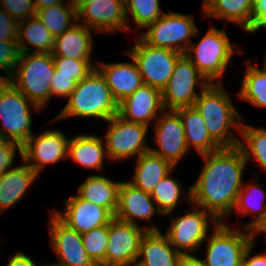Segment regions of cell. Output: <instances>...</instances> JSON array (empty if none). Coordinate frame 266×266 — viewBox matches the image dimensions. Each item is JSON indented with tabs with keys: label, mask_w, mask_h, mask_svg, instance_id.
Instances as JSON below:
<instances>
[{
	"label": "cell",
	"mask_w": 266,
	"mask_h": 266,
	"mask_svg": "<svg viewBox=\"0 0 266 266\" xmlns=\"http://www.w3.org/2000/svg\"><path fill=\"white\" fill-rule=\"evenodd\" d=\"M201 157L206 163L195 185L188 188L187 198L222 222L233 211L244 184L242 174L247 162L239 146L222 147Z\"/></svg>",
	"instance_id": "1"
},
{
	"label": "cell",
	"mask_w": 266,
	"mask_h": 266,
	"mask_svg": "<svg viewBox=\"0 0 266 266\" xmlns=\"http://www.w3.org/2000/svg\"><path fill=\"white\" fill-rule=\"evenodd\" d=\"M229 97L222 83L209 84L206 88H201L194 103L195 109L206 123L210 136L221 147H236L240 141L229 129L235 126L240 132L243 118Z\"/></svg>",
	"instance_id": "2"
},
{
	"label": "cell",
	"mask_w": 266,
	"mask_h": 266,
	"mask_svg": "<svg viewBox=\"0 0 266 266\" xmlns=\"http://www.w3.org/2000/svg\"><path fill=\"white\" fill-rule=\"evenodd\" d=\"M118 114V102L97 67L88 74L68 97L64 109L53 120L80 116L108 121Z\"/></svg>",
	"instance_id": "3"
},
{
	"label": "cell",
	"mask_w": 266,
	"mask_h": 266,
	"mask_svg": "<svg viewBox=\"0 0 266 266\" xmlns=\"http://www.w3.org/2000/svg\"><path fill=\"white\" fill-rule=\"evenodd\" d=\"M54 72L52 53L21 52L8 81L42 109L50 100V82Z\"/></svg>",
	"instance_id": "4"
},
{
	"label": "cell",
	"mask_w": 266,
	"mask_h": 266,
	"mask_svg": "<svg viewBox=\"0 0 266 266\" xmlns=\"http://www.w3.org/2000/svg\"><path fill=\"white\" fill-rule=\"evenodd\" d=\"M234 51L226 31L212 26L198 44L191 42L185 54L209 84H221L218 80L223 77Z\"/></svg>",
	"instance_id": "5"
},
{
	"label": "cell",
	"mask_w": 266,
	"mask_h": 266,
	"mask_svg": "<svg viewBox=\"0 0 266 266\" xmlns=\"http://www.w3.org/2000/svg\"><path fill=\"white\" fill-rule=\"evenodd\" d=\"M31 106L41 109L8 80H0V134L7 141H13L22 147L32 136Z\"/></svg>",
	"instance_id": "6"
},
{
	"label": "cell",
	"mask_w": 266,
	"mask_h": 266,
	"mask_svg": "<svg viewBox=\"0 0 266 266\" xmlns=\"http://www.w3.org/2000/svg\"><path fill=\"white\" fill-rule=\"evenodd\" d=\"M146 28L148 30L145 33L140 31V38L145 43L157 48L175 50L181 54H185L191 45L189 40L199 32L193 17L175 12L164 13Z\"/></svg>",
	"instance_id": "7"
},
{
	"label": "cell",
	"mask_w": 266,
	"mask_h": 266,
	"mask_svg": "<svg viewBox=\"0 0 266 266\" xmlns=\"http://www.w3.org/2000/svg\"><path fill=\"white\" fill-rule=\"evenodd\" d=\"M138 38L136 45L126 51V54L135 60L143 83L162 92L182 54L175 50L150 46Z\"/></svg>",
	"instance_id": "8"
},
{
	"label": "cell",
	"mask_w": 266,
	"mask_h": 266,
	"mask_svg": "<svg viewBox=\"0 0 266 266\" xmlns=\"http://www.w3.org/2000/svg\"><path fill=\"white\" fill-rule=\"evenodd\" d=\"M251 231L232 230L223 222L215 225V231L207 238L204 266H242L246 249L253 243Z\"/></svg>",
	"instance_id": "9"
},
{
	"label": "cell",
	"mask_w": 266,
	"mask_h": 266,
	"mask_svg": "<svg viewBox=\"0 0 266 266\" xmlns=\"http://www.w3.org/2000/svg\"><path fill=\"white\" fill-rule=\"evenodd\" d=\"M197 85H200L201 88H206L209 83L192 64V61L186 54H182L175 64L167 86L162 90L164 109H169L170 111L194 106L199 96L195 92Z\"/></svg>",
	"instance_id": "10"
},
{
	"label": "cell",
	"mask_w": 266,
	"mask_h": 266,
	"mask_svg": "<svg viewBox=\"0 0 266 266\" xmlns=\"http://www.w3.org/2000/svg\"><path fill=\"white\" fill-rule=\"evenodd\" d=\"M147 231H158V228L154 225L142 228L114 217L108 224L105 266H127L137 262L141 240Z\"/></svg>",
	"instance_id": "11"
},
{
	"label": "cell",
	"mask_w": 266,
	"mask_h": 266,
	"mask_svg": "<svg viewBox=\"0 0 266 266\" xmlns=\"http://www.w3.org/2000/svg\"><path fill=\"white\" fill-rule=\"evenodd\" d=\"M107 122L110 123L106 133L105 147L109 159L123 160L131 156L138 157L150 151L145 142L148 126L141 123L128 122L115 115Z\"/></svg>",
	"instance_id": "12"
},
{
	"label": "cell",
	"mask_w": 266,
	"mask_h": 266,
	"mask_svg": "<svg viewBox=\"0 0 266 266\" xmlns=\"http://www.w3.org/2000/svg\"><path fill=\"white\" fill-rule=\"evenodd\" d=\"M209 216L213 223H219L209 211L204 209L188 212L178 218L172 217V226L165 235L176 251L183 255H190V252L201 247L200 245L208 236Z\"/></svg>",
	"instance_id": "13"
},
{
	"label": "cell",
	"mask_w": 266,
	"mask_h": 266,
	"mask_svg": "<svg viewBox=\"0 0 266 266\" xmlns=\"http://www.w3.org/2000/svg\"><path fill=\"white\" fill-rule=\"evenodd\" d=\"M155 120V139L158 149L150 147L155 155L169 161L174 167L188 150L180 115L175 110H164Z\"/></svg>",
	"instance_id": "14"
},
{
	"label": "cell",
	"mask_w": 266,
	"mask_h": 266,
	"mask_svg": "<svg viewBox=\"0 0 266 266\" xmlns=\"http://www.w3.org/2000/svg\"><path fill=\"white\" fill-rule=\"evenodd\" d=\"M68 143L60 131L48 130L36 138L31 136L22 146L21 158L38 175L45 165L66 160L68 156Z\"/></svg>",
	"instance_id": "15"
},
{
	"label": "cell",
	"mask_w": 266,
	"mask_h": 266,
	"mask_svg": "<svg viewBox=\"0 0 266 266\" xmlns=\"http://www.w3.org/2000/svg\"><path fill=\"white\" fill-rule=\"evenodd\" d=\"M49 224L53 251L59 257L58 263L53 266H97L88 256L82 234L71 229L62 222L53 212Z\"/></svg>",
	"instance_id": "16"
},
{
	"label": "cell",
	"mask_w": 266,
	"mask_h": 266,
	"mask_svg": "<svg viewBox=\"0 0 266 266\" xmlns=\"http://www.w3.org/2000/svg\"><path fill=\"white\" fill-rule=\"evenodd\" d=\"M77 20L84 21L89 29L100 33L130 30L125 0H96L86 4L77 12Z\"/></svg>",
	"instance_id": "17"
},
{
	"label": "cell",
	"mask_w": 266,
	"mask_h": 266,
	"mask_svg": "<svg viewBox=\"0 0 266 266\" xmlns=\"http://www.w3.org/2000/svg\"><path fill=\"white\" fill-rule=\"evenodd\" d=\"M54 214L71 229L80 234L108 225L114 216L104 207L90 203L79 195L66 200L65 212Z\"/></svg>",
	"instance_id": "18"
},
{
	"label": "cell",
	"mask_w": 266,
	"mask_h": 266,
	"mask_svg": "<svg viewBox=\"0 0 266 266\" xmlns=\"http://www.w3.org/2000/svg\"><path fill=\"white\" fill-rule=\"evenodd\" d=\"M162 92L157 88L143 84L134 93L118 104V116L128 122L149 126L156 119L157 112L164 111Z\"/></svg>",
	"instance_id": "19"
},
{
	"label": "cell",
	"mask_w": 266,
	"mask_h": 266,
	"mask_svg": "<svg viewBox=\"0 0 266 266\" xmlns=\"http://www.w3.org/2000/svg\"><path fill=\"white\" fill-rule=\"evenodd\" d=\"M150 193L136 188L129 181L121 182L119 185L118 209L115 218L138 225L134 218L150 221L153 219L154 213H159L152 203Z\"/></svg>",
	"instance_id": "20"
},
{
	"label": "cell",
	"mask_w": 266,
	"mask_h": 266,
	"mask_svg": "<svg viewBox=\"0 0 266 266\" xmlns=\"http://www.w3.org/2000/svg\"><path fill=\"white\" fill-rule=\"evenodd\" d=\"M133 63H101L97 68L118 104L144 83L135 60Z\"/></svg>",
	"instance_id": "21"
},
{
	"label": "cell",
	"mask_w": 266,
	"mask_h": 266,
	"mask_svg": "<svg viewBox=\"0 0 266 266\" xmlns=\"http://www.w3.org/2000/svg\"><path fill=\"white\" fill-rule=\"evenodd\" d=\"M182 256L165 234L159 230L147 231L141 240L137 262L142 266H178Z\"/></svg>",
	"instance_id": "22"
},
{
	"label": "cell",
	"mask_w": 266,
	"mask_h": 266,
	"mask_svg": "<svg viewBox=\"0 0 266 266\" xmlns=\"http://www.w3.org/2000/svg\"><path fill=\"white\" fill-rule=\"evenodd\" d=\"M93 39L90 29L76 22L71 28L55 37L52 56L91 60Z\"/></svg>",
	"instance_id": "23"
},
{
	"label": "cell",
	"mask_w": 266,
	"mask_h": 266,
	"mask_svg": "<svg viewBox=\"0 0 266 266\" xmlns=\"http://www.w3.org/2000/svg\"><path fill=\"white\" fill-rule=\"evenodd\" d=\"M175 111L181 117L188 149L194 146L198 153L203 155L222 148L210 136L204 119L194 106L179 108Z\"/></svg>",
	"instance_id": "24"
},
{
	"label": "cell",
	"mask_w": 266,
	"mask_h": 266,
	"mask_svg": "<svg viewBox=\"0 0 266 266\" xmlns=\"http://www.w3.org/2000/svg\"><path fill=\"white\" fill-rule=\"evenodd\" d=\"M132 181L136 188L152 193L157 184L175 168L169 161L151 151L137 157Z\"/></svg>",
	"instance_id": "25"
},
{
	"label": "cell",
	"mask_w": 266,
	"mask_h": 266,
	"mask_svg": "<svg viewBox=\"0 0 266 266\" xmlns=\"http://www.w3.org/2000/svg\"><path fill=\"white\" fill-rule=\"evenodd\" d=\"M255 0H203L206 17L232 21L252 32V11Z\"/></svg>",
	"instance_id": "26"
},
{
	"label": "cell",
	"mask_w": 266,
	"mask_h": 266,
	"mask_svg": "<svg viewBox=\"0 0 266 266\" xmlns=\"http://www.w3.org/2000/svg\"><path fill=\"white\" fill-rule=\"evenodd\" d=\"M37 176L24 161L22 166L6 171L0 177V211L20 201Z\"/></svg>",
	"instance_id": "27"
},
{
	"label": "cell",
	"mask_w": 266,
	"mask_h": 266,
	"mask_svg": "<svg viewBox=\"0 0 266 266\" xmlns=\"http://www.w3.org/2000/svg\"><path fill=\"white\" fill-rule=\"evenodd\" d=\"M121 182L100 175H90L78 188V195L89 201L106 208L113 216L118 209L119 185Z\"/></svg>",
	"instance_id": "28"
},
{
	"label": "cell",
	"mask_w": 266,
	"mask_h": 266,
	"mask_svg": "<svg viewBox=\"0 0 266 266\" xmlns=\"http://www.w3.org/2000/svg\"><path fill=\"white\" fill-rule=\"evenodd\" d=\"M101 137L78 135L69 139L68 157L86 168L103 170L104 156L107 155Z\"/></svg>",
	"instance_id": "29"
},
{
	"label": "cell",
	"mask_w": 266,
	"mask_h": 266,
	"mask_svg": "<svg viewBox=\"0 0 266 266\" xmlns=\"http://www.w3.org/2000/svg\"><path fill=\"white\" fill-rule=\"evenodd\" d=\"M37 48L33 53H52L55 45V37L36 17L32 16L18 22V44L21 52H31L25 45Z\"/></svg>",
	"instance_id": "30"
},
{
	"label": "cell",
	"mask_w": 266,
	"mask_h": 266,
	"mask_svg": "<svg viewBox=\"0 0 266 266\" xmlns=\"http://www.w3.org/2000/svg\"><path fill=\"white\" fill-rule=\"evenodd\" d=\"M66 6L62 3L36 11V17L54 37L61 35L78 22L77 11L70 0Z\"/></svg>",
	"instance_id": "31"
},
{
	"label": "cell",
	"mask_w": 266,
	"mask_h": 266,
	"mask_svg": "<svg viewBox=\"0 0 266 266\" xmlns=\"http://www.w3.org/2000/svg\"><path fill=\"white\" fill-rule=\"evenodd\" d=\"M240 134L245 142L240 140L239 147L244 153L246 162L248 163L250 157L254 156L258 165L266 171V129L248 126L242 122Z\"/></svg>",
	"instance_id": "32"
},
{
	"label": "cell",
	"mask_w": 266,
	"mask_h": 266,
	"mask_svg": "<svg viewBox=\"0 0 266 266\" xmlns=\"http://www.w3.org/2000/svg\"><path fill=\"white\" fill-rule=\"evenodd\" d=\"M239 91L241 99L257 107L266 108V71L255 65H248Z\"/></svg>",
	"instance_id": "33"
},
{
	"label": "cell",
	"mask_w": 266,
	"mask_h": 266,
	"mask_svg": "<svg viewBox=\"0 0 266 266\" xmlns=\"http://www.w3.org/2000/svg\"><path fill=\"white\" fill-rule=\"evenodd\" d=\"M256 192V193H255ZM262 194L263 199L265 198V192L258 186V184H250L248 183L246 186L243 184L242 189L240 190L239 194L237 195V200L233 210H237V213H241L247 215L249 213H257L256 219L254 218L249 224L244 226L245 230H252L259 222L264 218L266 205L265 208L262 205V202L259 203V200L255 197L257 193ZM250 195V196H249ZM255 199H254V198ZM259 198V197H258ZM262 199V201H263ZM253 200V201H252ZM256 200H258L256 202ZM261 200V199H260Z\"/></svg>",
	"instance_id": "34"
},
{
	"label": "cell",
	"mask_w": 266,
	"mask_h": 266,
	"mask_svg": "<svg viewBox=\"0 0 266 266\" xmlns=\"http://www.w3.org/2000/svg\"><path fill=\"white\" fill-rule=\"evenodd\" d=\"M169 175L170 173L157 184L151 193L161 215H169L175 209L181 193L180 184Z\"/></svg>",
	"instance_id": "35"
},
{
	"label": "cell",
	"mask_w": 266,
	"mask_h": 266,
	"mask_svg": "<svg viewBox=\"0 0 266 266\" xmlns=\"http://www.w3.org/2000/svg\"><path fill=\"white\" fill-rule=\"evenodd\" d=\"M159 5V0H125L127 22L130 20L128 17L130 13L137 29L146 28L164 14Z\"/></svg>",
	"instance_id": "36"
},
{
	"label": "cell",
	"mask_w": 266,
	"mask_h": 266,
	"mask_svg": "<svg viewBox=\"0 0 266 266\" xmlns=\"http://www.w3.org/2000/svg\"><path fill=\"white\" fill-rule=\"evenodd\" d=\"M108 238V225L94 228L82 234L84 248L97 266H105Z\"/></svg>",
	"instance_id": "37"
},
{
	"label": "cell",
	"mask_w": 266,
	"mask_h": 266,
	"mask_svg": "<svg viewBox=\"0 0 266 266\" xmlns=\"http://www.w3.org/2000/svg\"><path fill=\"white\" fill-rule=\"evenodd\" d=\"M57 69V75L72 76L77 82L83 80L97 66L91 60L71 59L60 56H52Z\"/></svg>",
	"instance_id": "38"
},
{
	"label": "cell",
	"mask_w": 266,
	"mask_h": 266,
	"mask_svg": "<svg viewBox=\"0 0 266 266\" xmlns=\"http://www.w3.org/2000/svg\"><path fill=\"white\" fill-rule=\"evenodd\" d=\"M20 54L18 41L0 40V70L7 73V76L0 75V80H8L12 76Z\"/></svg>",
	"instance_id": "39"
},
{
	"label": "cell",
	"mask_w": 266,
	"mask_h": 266,
	"mask_svg": "<svg viewBox=\"0 0 266 266\" xmlns=\"http://www.w3.org/2000/svg\"><path fill=\"white\" fill-rule=\"evenodd\" d=\"M1 7L18 22L36 16L33 0H1Z\"/></svg>",
	"instance_id": "40"
},
{
	"label": "cell",
	"mask_w": 266,
	"mask_h": 266,
	"mask_svg": "<svg viewBox=\"0 0 266 266\" xmlns=\"http://www.w3.org/2000/svg\"><path fill=\"white\" fill-rule=\"evenodd\" d=\"M77 81L72 76L57 75L55 68L54 75L51 77L50 82V99L55 96L69 97L72 91L77 86Z\"/></svg>",
	"instance_id": "41"
},
{
	"label": "cell",
	"mask_w": 266,
	"mask_h": 266,
	"mask_svg": "<svg viewBox=\"0 0 266 266\" xmlns=\"http://www.w3.org/2000/svg\"><path fill=\"white\" fill-rule=\"evenodd\" d=\"M18 21L0 7V40L17 41Z\"/></svg>",
	"instance_id": "42"
},
{
	"label": "cell",
	"mask_w": 266,
	"mask_h": 266,
	"mask_svg": "<svg viewBox=\"0 0 266 266\" xmlns=\"http://www.w3.org/2000/svg\"><path fill=\"white\" fill-rule=\"evenodd\" d=\"M19 151L20 155H22V147L13 141H5L0 146V177L10 169L14 162L15 151Z\"/></svg>",
	"instance_id": "43"
},
{
	"label": "cell",
	"mask_w": 266,
	"mask_h": 266,
	"mask_svg": "<svg viewBox=\"0 0 266 266\" xmlns=\"http://www.w3.org/2000/svg\"><path fill=\"white\" fill-rule=\"evenodd\" d=\"M266 20V0H255L252 11V32Z\"/></svg>",
	"instance_id": "44"
},
{
	"label": "cell",
	"mask_w": 266,
	"mask_h": 266,
	"mask_svg": "<svg viewBox=\"0 0 266 266\" xmlns=\"http://www.w3.org/2000/svg\"><path fill=\"white\" fill-rule=\"evenodd\" d=\"M253 249V243L249 245V247L246 249L243 260H242V266H266V254H256L252 257L249 255L251 254Z\"/></svg>",
	"instance_id": "45"
},
{
	"label": "cell",
	"mask_w": 266,
	"mask_h": 266,
	"mask_svg": "<svg viewBox=\"0 0 266 266\" xmlns=\"http://www.w3.org/2000/svg\"><path fill=\"white\" fill-rule=\"evenodd\" d=\"M7 266H39L29 256L22 252H17L10 257Z\"/></svg>",
	"instance_id": "46"
},
{
	"label": "cell",
	"mask_w": 266,
	"mask_h": 266,
	"mask_svg": "<svg viewBox=\"0 0 266 266\" xmlns=\"http://www.w3.org/2000/svg\"><path fill=\"white\" fill-rule=\"evenodd\" d=\"M178 266H204L201 259L190 255H183L178 263Z\"/></svg>",
	"instance_id": "47"
},
{
	"label": "cell",
	"mask_w": 266,
	"mask_h": 266,
	"mask_svg": "<svg viewBox=\"0 0 266 266\" xmlns=\"http://www.w3.org/2000/svg\"><path fill=\"white\" fill-rule=\"evenodd\" d=\"M64 0H33L35 10L44 9L57 4H62Z\"/></svg>",
	"instance_id": "48"
},
{
	"label": "cell",
	"mask_w": 266,
	"mask_h": 266,
	"mask_svg": "<svg viewBox=\"0 0 266 266\" xmlns=\"http://www.w3.org/2000/svg\"><path fill=\"white\" fill-rule=\"evenodd\" d=\"M266 232V211H265V215L264 218L259 222V224H257L252 230H251V234L253 237V240H255V234L258 232Z\"/></svg>",
	"instance_id": "49"
},
{
	"label": "cell",
	"mask_w": 266,
	"mask_h": 266,
	"mask_svg": "<svg viewBox=\"0 0 266 266\" xmlns=\"http://www.w3.org/2000/svg\"><path fill=\"white\" fill-rule=\"evenodd\" d=\"M96 0H70L76 11L78 12L84 5L94 2Z\"/></svg>",
	"instance_id": "50"
},
{
	"label": "cell",
	"mask_w": 266,
	"mask_h": 266,
	"mask_svg": "<svg viewBox=\"0 0 266 266\" xmlns=\"http://www.w3.org/2000/svg\"><path fill=\"white\" fill-rule=\"evenodd\" d=\"M6 141L3 135L0 134V146Z\"/></svg>",
	"instance_id": "51"
},
{
	"label": "cell",
	"mask_w": 266,
	"mask_h": 266,
	"mask_svg": "<svg viewBox=\"0 0 266 266\" xmlns=\"http://www.w3.org/2000/svg\"><path fill=\"white\" fill-rule=\"evenodd\" d=\"M260 28H266V20L256 29V31Z\"/></svg>",
	"instance_id": "52"
},
{
	"label": "cell",
	"mask_w": 266,
	"mask_h": 266,
	"mask_svg": "<svg viewBox=\"0 0 266 266\" xmlns=\"http://www.w3.org/2000/svg\"><path fill=\"white\" fill-rule=\"evenodd\" d=\"M127 266H142V265H140L138 262H134V263L129 264V265H127Z\"/></svg>",
	"instance_id": "53"
},
{
	"label": "cell",
	"mask_w": 266,
	"mask_h": 266,
	"mask_svg": "<svg viewBox=\"0 0 266 266\" xmlns=\"http://www.w3.org/2000/svg\"><path fill=\"white\" fill-rule=\"evenodd\" d=\"M263 70H265L266 71V60L264 61V64H263Z\"/></svg>",
	"instance_id": "54"
}]
</instances>
